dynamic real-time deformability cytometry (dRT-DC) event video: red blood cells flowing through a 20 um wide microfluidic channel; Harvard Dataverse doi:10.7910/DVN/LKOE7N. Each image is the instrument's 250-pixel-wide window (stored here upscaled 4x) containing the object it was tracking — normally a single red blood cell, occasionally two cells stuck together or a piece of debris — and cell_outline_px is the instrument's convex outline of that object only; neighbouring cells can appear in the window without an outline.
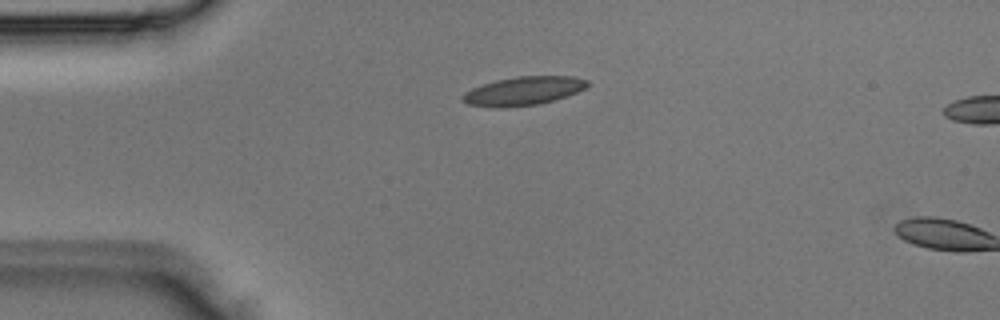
{"species": "Egyptian fruit bat (a non-hibernating species)", "species_latin": "Rousettus aegyptiacus", "temperature_condition": "room temperature", "stored_images_in_passage": 5, "camera_frame_rate_fps": 3000, "um_per_image_px": 0.085, "animal": {"sex": "male"}, "frame": {"image": 1, "passage_image": 5, "time_ms": 1.333, "image_size_px": [1000, 320], "cell_outline_px": [[588, 84], [584, 88], [576, 92], [552, 100], [536, 104], [496, 108], [468, 104], [460, 100], [460, 96], [464, 92], [472, 88], [496, 80], [516, 76], [572, 76], [588, 80]], "centroid_in_image_um": [44.42, 7.72], "position_along_channel_um": 40.6, "area_um2": 20.58}}